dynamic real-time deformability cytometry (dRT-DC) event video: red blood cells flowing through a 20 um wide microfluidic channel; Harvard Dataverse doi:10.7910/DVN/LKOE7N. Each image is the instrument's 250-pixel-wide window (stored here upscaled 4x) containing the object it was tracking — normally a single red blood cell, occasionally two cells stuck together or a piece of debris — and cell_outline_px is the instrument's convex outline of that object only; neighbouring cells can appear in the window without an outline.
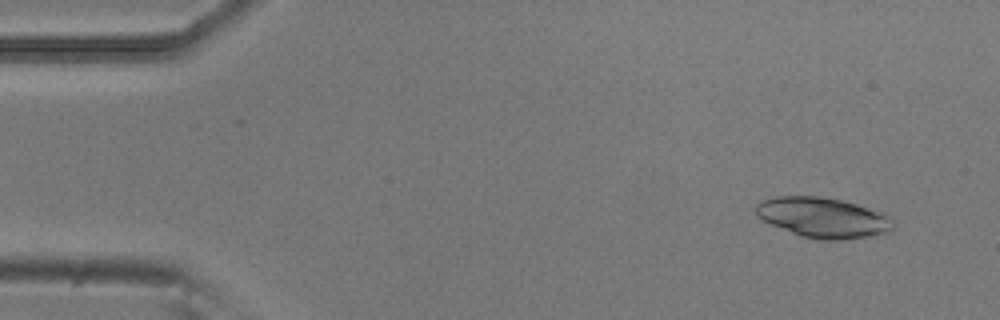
{"species": "common noctule bat (a hibernating species)", "species_latin": "Nyctalus noctula", "temperature_condition": "room temperature", "stored_images_in_passage": 16, "camera_frame_rate_fps": 3000, "um_per_image_px": 0.085, "animal": {"sex": "male", "body_mass_g": 20.5, "forearm_length_mm": 52.5}, "frame": {"image": 1, "passage_image": 4, "time_ms": 1.0, "image_size_px": [1000, 320], "cell_outline_px": [[896, 228], [892, 232], [868, 236], [840, 240], [824, 240], [800, 236], [760, 220], [756, 216], [756, 204], [760, 200], [776, 196], [820, 196], [840, 200], [856, 204], [884, 212], [892, 216], [896, 220]], "centroid_in_image_um": [70.01, 18.49], "position_along_channel_um": 15.0, "area_um2": 32.83}}